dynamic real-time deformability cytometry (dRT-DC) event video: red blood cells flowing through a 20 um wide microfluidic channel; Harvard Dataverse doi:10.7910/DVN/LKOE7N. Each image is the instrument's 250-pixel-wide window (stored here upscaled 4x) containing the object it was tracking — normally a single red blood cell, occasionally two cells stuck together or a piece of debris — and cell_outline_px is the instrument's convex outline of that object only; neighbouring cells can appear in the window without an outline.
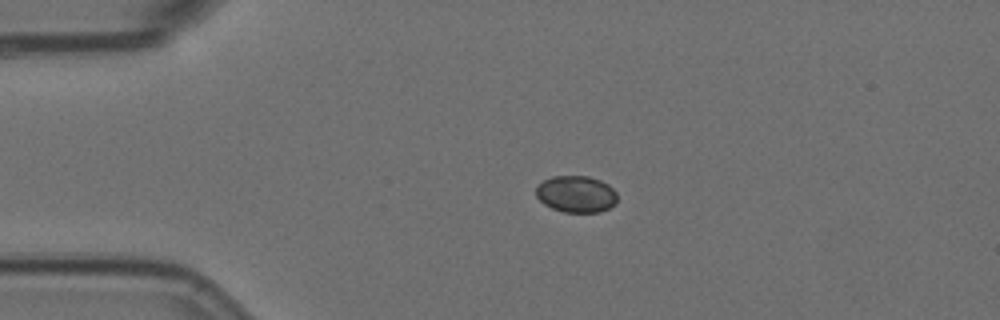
{"species": "Egyptian fruit bat (a non-hibernating species)", "species_latin": "Rousettus aegyptiacus", "temperature_condition": "room temperature", "stored_images_in_passage": 4, "camera_frame_rate_fps": 3000, "um_per_image_px": 0.085, "animal": {"sex": "female"}, "frame": {"image": 1, "passage_image": 3, "time_ms": 0.667, "image_size_px": [1000, 320], "cell_outline_px": [[616, 204], [600, 212], [564, 212], [552, 208], [544, 204], [536, 196], [536, 188], [544, 180], [552, 176], [588, 176], [600, 180], [608, 184], [616, 192]], "centroid_in_image_um": [48.98, 16.5], "position_along_channel_um": 36.0, "area_um2": 17.34}}